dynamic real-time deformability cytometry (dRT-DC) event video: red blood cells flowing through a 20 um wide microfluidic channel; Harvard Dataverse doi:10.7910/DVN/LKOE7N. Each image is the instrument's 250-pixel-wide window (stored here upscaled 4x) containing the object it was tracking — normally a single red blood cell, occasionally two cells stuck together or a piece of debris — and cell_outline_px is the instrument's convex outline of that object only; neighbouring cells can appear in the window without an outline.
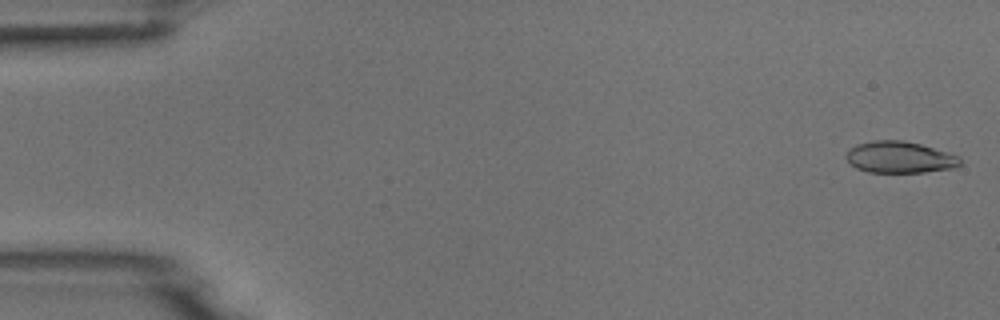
{"species": "common noctule bat (a hibernating species)", "species_latin": "Nyctalus noctula", "temperature_condition": "room temperature", "stored_images_in_passage": 5, "camera_frame_rate_fps": 3000, "um_per_image_px": 0.085, "animal": {"sex": "male", "body_mass_g": 18.8}, "frame": {"image": 1, "passage_image": 1, "time_ms": 0.0, "image_size_px": [1000, 320], "cell_outline_px": [[960, 164], [956, 168], [924, 172], [868, 172], [856, 168], [848, 160], [848, 148], [856, 144], [872, 140], [904, 140], [920, 144], [948, 152], [960, 156]], "centroid_in_image_um": [76.5, 13.36], "position_along_channel_um": 8.5, "area_um2": 20.98}}
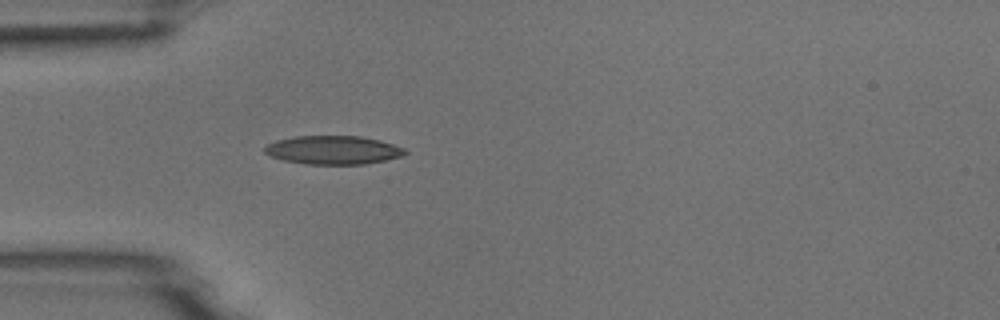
{"frame": {"image": 2, "passage_image": 5, "time_ms": 4.667, "image_size_px": [1000, 320], "cell_outline_px": [[408, 152], [404, 156], [364, 164], [304, 164], [284, 160], [272, 156], [264, 152], [264, 148], [268, 144], [276, 140], [296, 136], [360, 136], [380, 140], [404, 148]], "centroid_in_image_um": [28.33, 12.75], "position_along_channel_um": 56.7, "area_um2": 23.29}}